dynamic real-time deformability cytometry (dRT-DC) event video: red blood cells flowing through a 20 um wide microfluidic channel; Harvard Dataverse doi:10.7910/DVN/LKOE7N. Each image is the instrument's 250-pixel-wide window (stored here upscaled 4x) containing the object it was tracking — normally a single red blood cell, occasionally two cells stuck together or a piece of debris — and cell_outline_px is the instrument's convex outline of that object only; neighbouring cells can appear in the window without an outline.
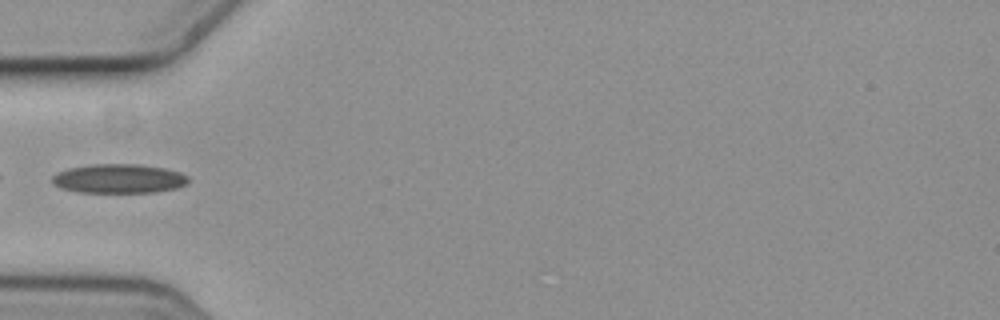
{"species": "common noctule bat (a hibernating species)", "species_latin": "Nyctalus noctula", "temperature_condition": "cold", "stored_images_in_passage": 8, "camera_frame_rate_fps": 3000, "um_per_image_px": 0.085, "animal": {"sex": "female", "body_mass_g": 19.3, "forearm_length_mm": 54.1}, "frame": {"image": 1, "passage_image": 5, "time_ms": 1.333, "image_size_px": [1000, 320], "cell_outline_px": [[188, 184], [176, 188], [156, 192], [80, 192], [60, 188], [52, 184], [52, 176], [56, 172], [68, 168], [92, 164], [140, 164], [164, 168], [180, 172], [188, 176]], "centroid_in_image_um": [10.09, 15.18], "position_along_channel_um": 74.9, "area_um2": 23.29}}
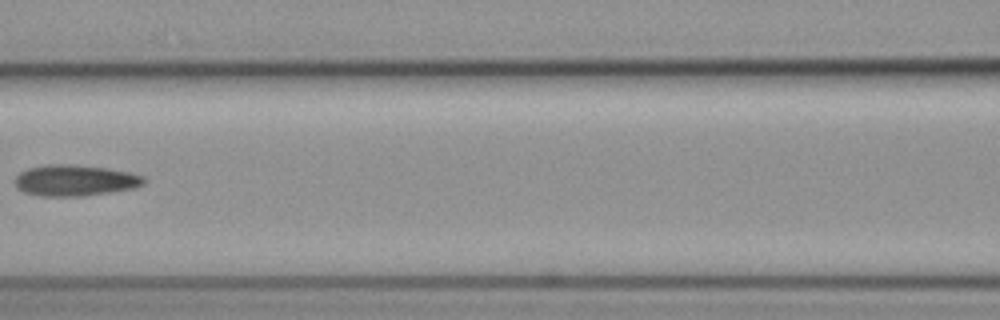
{"frame": {"image": 2, "passage_image": 7, "time_ms": 2.0, "image_size_px": [1000, 320], "cell_outline_px": [[148, 180], [144, 184], [136, 188], [112, 192], [84, 196], [40, 196], [24, 192], [16, 188], [16, 176], [20, 172], [28, 168], [48, 164], [76, 164], [108, 168], [132, 172], [144, 176]], "centroid_in_image_um": [6.44, 15.33], "position_along_channel_um": 160.2, "area_um2": 23.81}}
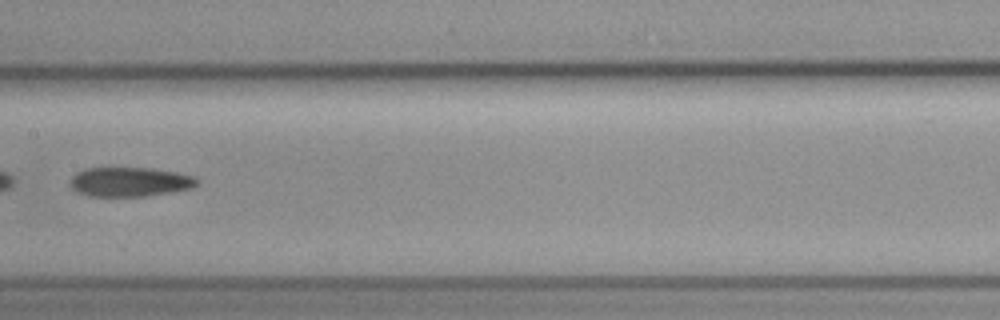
{"frame": {"image": 3, "passage_image": 8, "time_ms": 2.333, "image_size_px": [1000, 320], "cell_outline_px": [[200, 180], [192, 188], [172, 192], [148, 196], [88, 196], [76, 192], [68, 184], [72, 176], [76, 172], [84, 168], [152, 168], [176, 172], [196, 176]], "centroid_in_image_um": [11.02, 15.46], "position_along_channel_um": 196.4, "area_um2": 22.02}}